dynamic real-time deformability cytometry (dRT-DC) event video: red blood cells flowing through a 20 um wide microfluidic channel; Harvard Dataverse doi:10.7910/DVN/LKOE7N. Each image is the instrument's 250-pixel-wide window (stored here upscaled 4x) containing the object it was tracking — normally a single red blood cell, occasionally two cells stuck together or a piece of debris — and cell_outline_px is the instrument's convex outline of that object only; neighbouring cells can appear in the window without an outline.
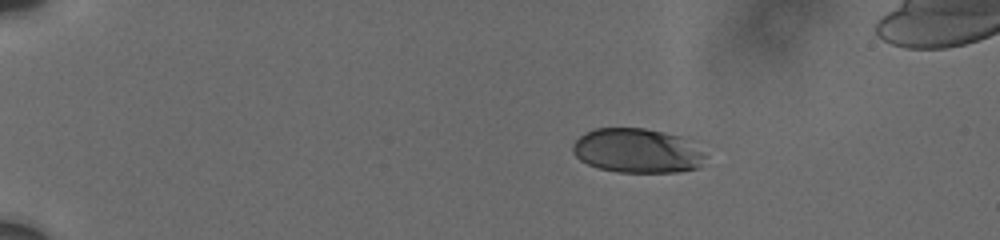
{"species": "human", "species_latin": "Homo sapiens", "temperature_condition": "cold", "stored_images_in_passage": 11, "camera_frame_rate_fps": 3000, "um_per_image_px": 0.085, "donor": {"sex": "male"}, "frame": {"image": 1, "passage_image": 5, "time_ms": 3.333, "image_size_px": [1000, 240], "cell_outline_px": [[708, 156], [700, 168], [676, 172], [620, 172], [600, 168], [588, 164], [580, 160], [572, 152], [572, 144], [584, 132], [596, 128], [644, 128], [664, 132], [696, 140]], "centroid_in_image_um": [54.26, 12.8], "position_along_channel_um": 30.7, "area_um2": 35.08}}
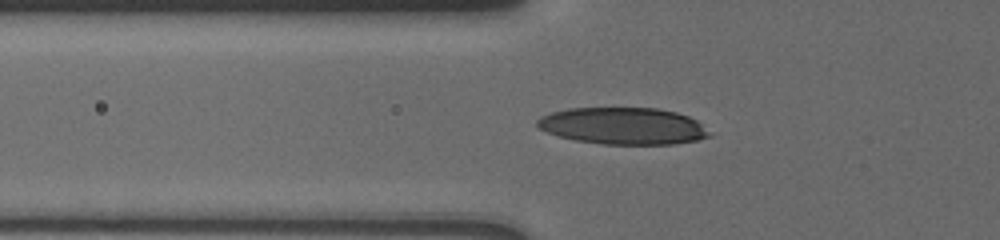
{"frame": {"image": 2, "passage_image": 10, "time_ms": 7.0, "image_size_px": [1000, 240], "cell_outline_px": [[712, 136], [696, 140], [672, 144], [604, 144], [576, 140], [560, 136], [548, 132], [540, 128], [536, 124], [536, 120], [540, 116], [552, 112], [568, 108], [656, 108], [676, 112], [688, 116], [696, 120], [712, 132]], "centroid_in_image_um": [52.99, 10.7], "position_along_channel_um": 72.8, "area_um2": 36.93}}